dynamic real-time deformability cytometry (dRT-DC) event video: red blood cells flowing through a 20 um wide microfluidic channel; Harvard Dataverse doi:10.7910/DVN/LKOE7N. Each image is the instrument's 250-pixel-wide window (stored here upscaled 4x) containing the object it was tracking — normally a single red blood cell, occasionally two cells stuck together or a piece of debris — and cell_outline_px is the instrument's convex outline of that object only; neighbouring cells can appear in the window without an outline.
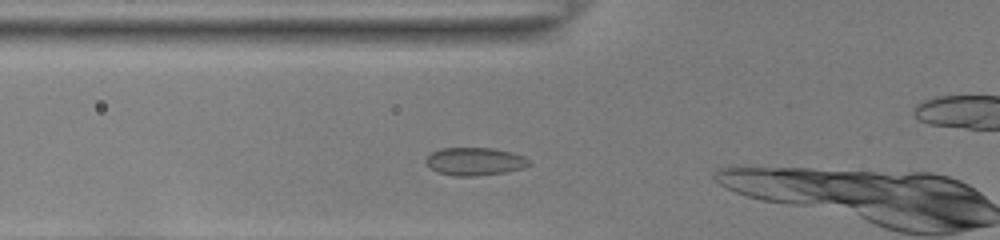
{"species": "common noctule bat (a hibernating species)", "species_latin": "Nyctalus noctula", "temperature_condition": "room temperature", "stored_images_in_passage": 17, "camera_frame_rate_fps": 3000, "um_per_image_px": 0.085, "animal": {"sex": "female", "body_mass_g": 22.0, "forearm_length_mm": 56.7}, "frame": {"image": 1, "passage_image": 15, "time_ms": 4.667, "image_size_px": [1000, 240], "cell_outline_px": [[532, 164], [524, 168], [508, 172], [476, 176], [456, 176], [436, 172], [424, 160], [432, 152], [440, 148], [492, 148], [512, 152], [524, 156]], "centroid_in_image_um": [40.39, 13.73], "position_along_channel_um": 85.4, "area_um2": 16.88}}